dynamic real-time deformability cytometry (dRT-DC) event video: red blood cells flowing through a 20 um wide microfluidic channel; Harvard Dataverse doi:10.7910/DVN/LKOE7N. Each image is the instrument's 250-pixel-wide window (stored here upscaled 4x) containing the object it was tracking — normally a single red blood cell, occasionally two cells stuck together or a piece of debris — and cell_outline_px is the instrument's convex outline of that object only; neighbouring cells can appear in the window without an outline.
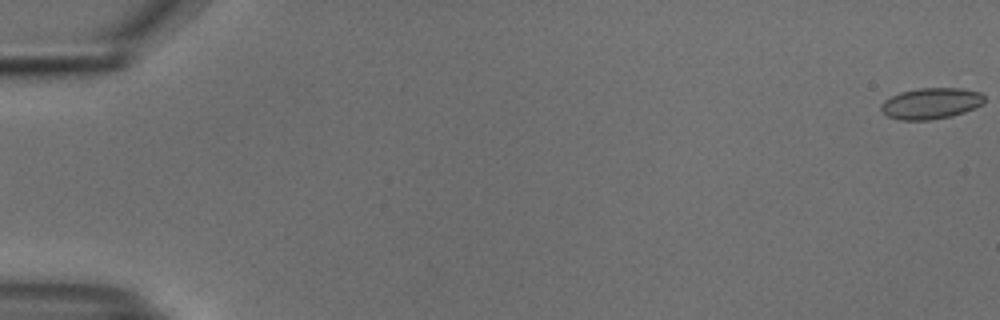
{"species": "common noctule bat (a hibernating species)", "species_latin": "Nyctalus noctula", "temperature_condition": "cold", "stored_images_in_passage": 36, "camera_frame_rate_fps": 3000, "um_per_image_px": 0.085, "animal": {"sex": "male", "body_mass_g": 18.8}, "frame": {"image": 1, "passage_image": 1, "time_ms": 0.0, "image_size_px": [1000, 320], "cell_outline_px": [[984, 104], [964, 112], [952, 116], [928, 120], [900, 120], [888, 116], [880, 108], [880, 104], [884, 100], [900, 92], [916, 88], [960, 88], [980, 92], [984, 96]], "centroid_in_image_um": [79.13, 8.78], "position_along_channel_um": 5.9, "area_um2": 18.79}}
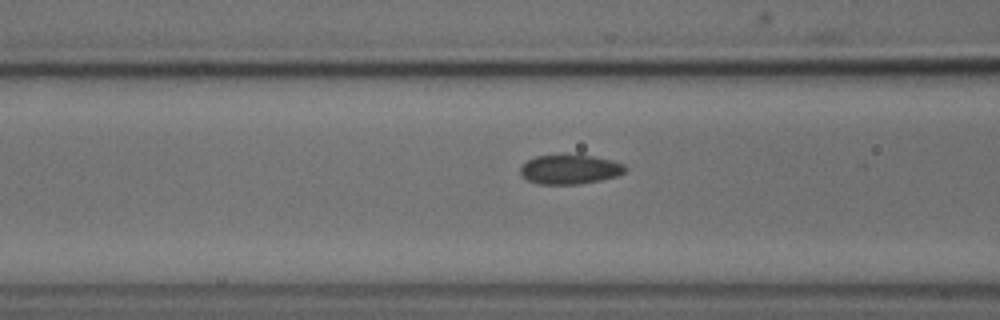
{"frame": {"image": 2, "passage_image": 23, "time_ms": 7.333, "image_size_px": [1000, 320], "cell_outline_px": [[628, 168], [624, 172], [616, 176], [600, 180], [576, 184], [540, 184], [528, 180], [520, 176], [520, 164], [536, 156], [592, 156], [612, 160], [624, 164]], "centroid_in_image_um": [48.41, 14.41], "position_along_channel_um": 118.2, "area_um2": 17.74}}
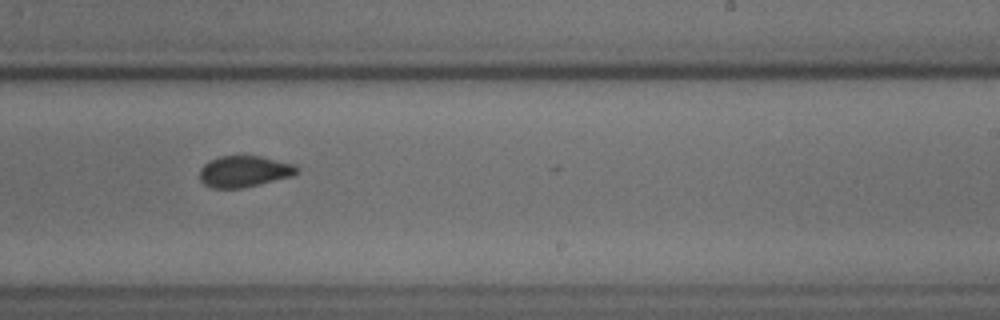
{"frame": {"image": 3, "passage_image": 35, "time_ms": 11.333, "image_size_px": [1000, 320], "cell_outline_px": [[300, 172], [292, 176], [260, 184], [240, 188], [212, 188], [204, 184], [200, 180], [200, 168], [208, 160], [220, 156], [260, 156], [296, 164], [300, 168]], "centroid_in_image_um": [20.78, 14.56], "position_along_channel_um": 268.2, "area_um2": 17.92}}